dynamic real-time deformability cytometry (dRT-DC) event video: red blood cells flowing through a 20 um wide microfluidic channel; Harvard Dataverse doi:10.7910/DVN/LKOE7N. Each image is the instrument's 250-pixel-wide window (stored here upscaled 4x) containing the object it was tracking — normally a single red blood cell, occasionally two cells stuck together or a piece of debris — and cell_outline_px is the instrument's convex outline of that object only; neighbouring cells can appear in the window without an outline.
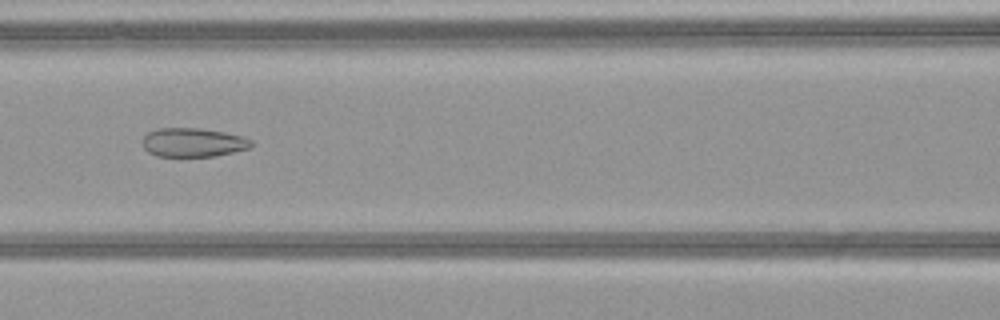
{"species": "common noctule bat (a hibernating species)", "species_latin": "Nyctalus noctula", "temperature_condition": "warm", "stored_images_in_passage": 51, "camera_frame_rate_fps": 3000, "um_per_image_px": 0.085, "animal": {"sex": "female", "body_mass_g": 21.9}, "frame": {"image": 1, "passage_image": 24, "time_ms": 7.667, "image_size_px": [1000, 320], "cell_outline_px": [[252, 148], [216, 156], [156, 156], [148, 152], [144, 148], [140, 140], [148, 132], [160, 128], [200, 128], [224, 132], [244, 136], [252, 140]], "centroid_in_image_um": [16.42, 12.11], "position_along_channel_um": 150.2, "area_um2": 18.55}}
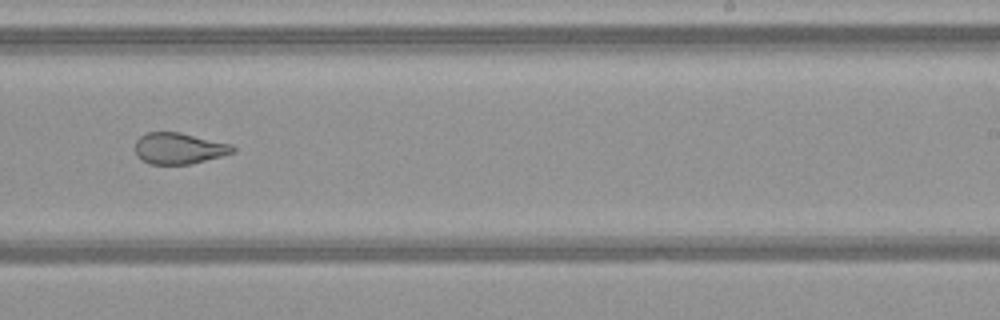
{"frame": {"image": 2, "passage_image": 33, "time_ms": 10.667, "image_size_px": [1000, 320], "cell_outline_px": [[236, 152], [188, 164], [148, 164], [136, 156], [136, 140], [140, 136], [148, 132], [180, 132], [232, 144], [236, 148]], "centroid_in_image_um": [15.21, 12.6], "position_along_channel_um": 273.8, "area_um2": 17.74}}
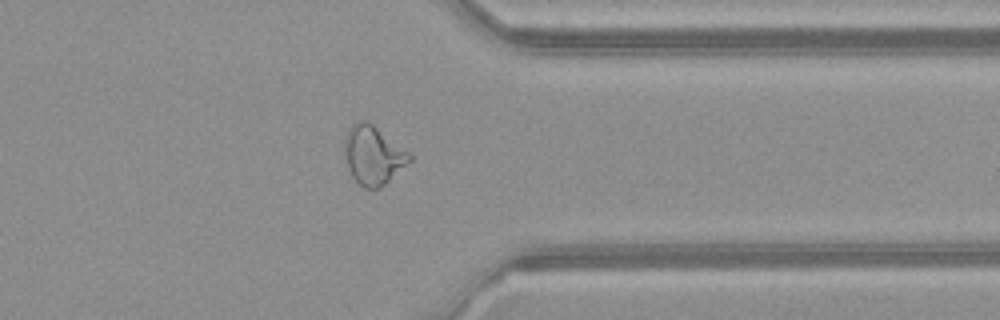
{"frame": {"image": 3, "passage_image": 41, "time_ms": 13.333, "image_size_px": [1000, 320], "cell_outline_px": [[412, 160], [380, 188], [364, 188], [352, 176], [348, 168], [344, 152], [344, 140], [348, 128], [352, 124], [360, 120], [364, 120], [372, 124], [408, 152], [412, 156]], "centroid_in_image_um": [31.69, 13.19], "position_along_channel_um": 379.7, "area_um2": 21.91}}